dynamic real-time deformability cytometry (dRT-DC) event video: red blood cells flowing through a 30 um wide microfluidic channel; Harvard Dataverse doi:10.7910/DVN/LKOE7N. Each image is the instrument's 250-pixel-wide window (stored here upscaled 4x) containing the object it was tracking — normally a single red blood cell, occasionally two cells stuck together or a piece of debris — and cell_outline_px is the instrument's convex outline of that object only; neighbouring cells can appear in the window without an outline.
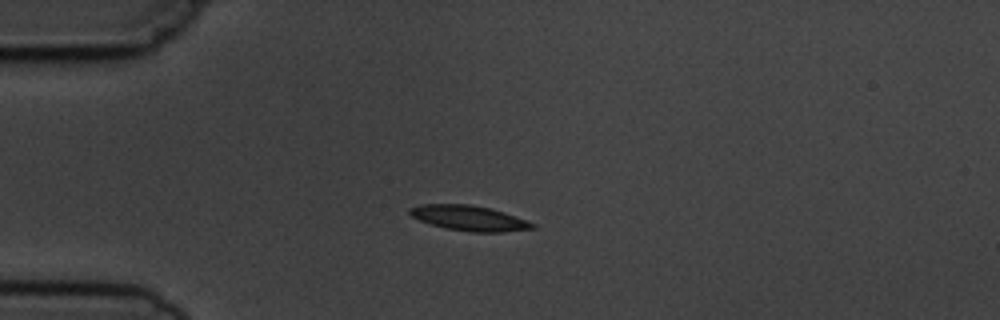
{"species": "common noctule bat (a hibernating species)", "species_latin": "Nyctalus noctula", "temperature_condition": "cold", "stored_images_in_passage": 14, "camera_frame_rate_fps": 3000, "um_per_image_px": 0.085, "animal": {"sex": "male", "body_mass_g": 19.5, "forearm_length_mm": 54.6}, "frame": {"image": 1, "passage_image": 3, "time_ms": 3.0, "image_size_px": [1000, 320], "cell_outline_px": [[536, 228], [504, 232], [472, 232], [444, 228], [420, 220], [412, 216], [408, 212], [408, 208], [420, 204], [468, 204], [492, 208], [504, 212], [536, 224]], "centroid_in_image_um": [39.88, 18.53], "position_along_channel_um": 45.1, "area_um2": 18.03}}
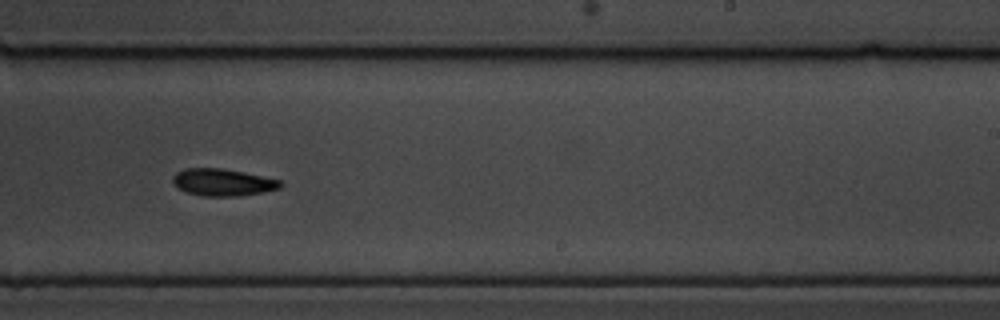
{"frame": {"image": 2, "passage_image": 9, "time_ms": 9.667, "image_size_px": [1000, 320], "cell_outline_px": [[284, 184], [280, 188], [240, 196], [204, 196], [184, 192], [172, 184], [172, 176], [176, 172], [184, 168], [224, 168], [244, 172], [280, 180]], "centroid_in_image_um": [18.88, 15.49], "position_along_channel_um": 270.1, "area_um2": 17.17}}
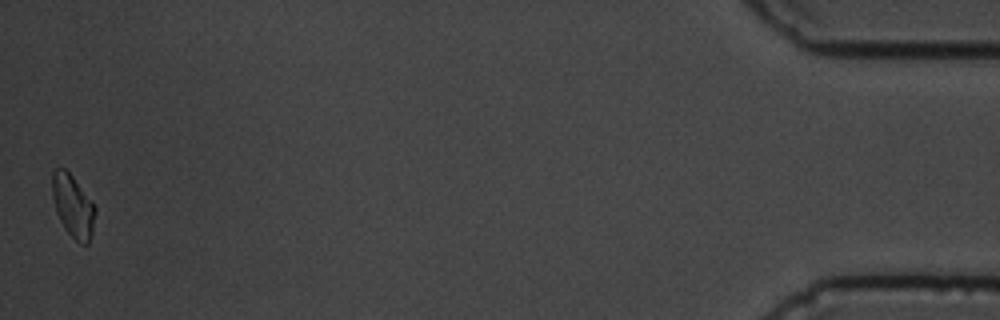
{"frame": {"image": 3, "passage_image": 14, "time_ms": 16.333, "image_size_px": [1000, 320], "cell_outline_px": [[96, 212], [92, 232], [88, 244], [80, 244], [64, 228], [56, 212], [52, 196], [52, 172], [56, 168], [64, 168], [72, 176], [92, 200], [96, 208]], "centroid_in_image_um": [6.2, 17.51], "position_along_channel_um": 429.0, "area_um2": 15.66}, "authors_computed_cell_mechanics": {"area_um2": 17.1088, "velocity_mm_per_s": 3.6991, "shape_relaxation_time_tau1_ms": 4.6822, "shape_relaxation_time_tau2_ms": null, "deformation_change_tau1": 0.1105, "deformation_change_tau2": null}}